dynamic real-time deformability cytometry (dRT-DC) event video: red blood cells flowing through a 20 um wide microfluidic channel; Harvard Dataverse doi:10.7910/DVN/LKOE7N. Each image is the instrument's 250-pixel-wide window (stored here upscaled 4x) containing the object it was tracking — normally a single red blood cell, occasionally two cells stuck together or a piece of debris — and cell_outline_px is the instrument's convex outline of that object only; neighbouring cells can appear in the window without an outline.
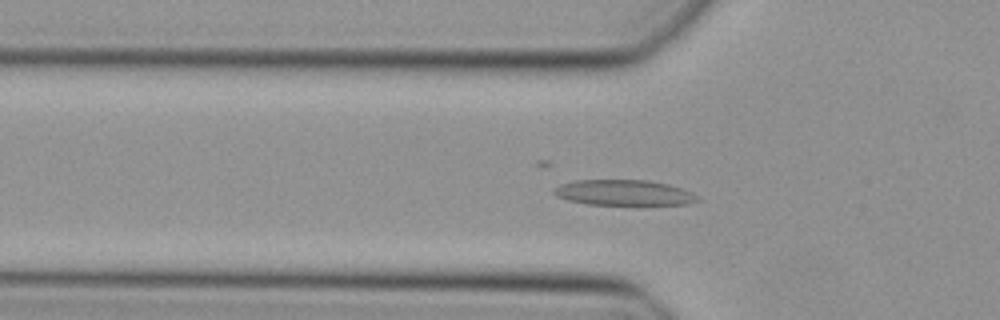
{"species": "Egyptian fruit bat (a non-hibernating species)", "species_latin": "Rousettus aegyptiacus", "temperature_condition": "cold", "stored_images_in_passage": 44, "camera_frame_rate_fps": 3000, "um_per_image_px": 0.085, "animal": {"sex": "female"}, "frame": {"image": 1, "passage_image": 14, "time_ms": 4.333, "image_size_px": [1000, 320], "cell_outline_px": [[700, 200], [688, 204], [588, 204], [568, 200], [556, 196], [552, 192], [552, 188], [560, 184], [576, 180], [648, 180], [668, 184], [692, 192]], "centroid_in_image_um": [52.98, 16.37], "position_along_channel_um": 72.8, "area_um2": 21.21}}
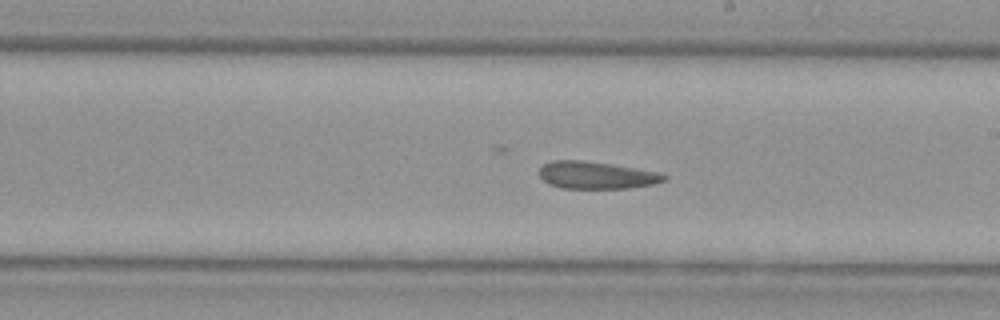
{"frame": {"image": 2, "passage_image": 26, "time_ms": 8.333, "image_size_px": [1000, 320], "cell_outline_px": [[668, 176], [664, 180], [652, 184], [628, 188], [560, 188], [548, 184], [540, 176], [540, 168], [544, 164], [552, 160], [580, 160], [612, 164], [636, 168], [656, 172]], "centroid_in_image_um": [50.65, 14.89], "position_along_channel_um": 238.3, "area_um2": 19.65}}
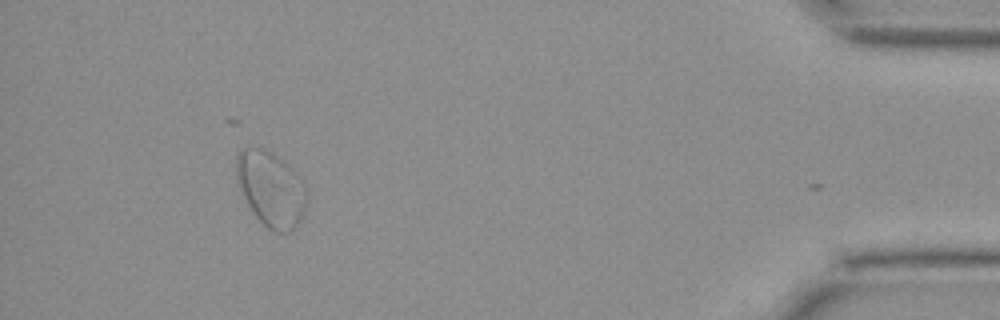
{"frame": {"image": 3, "passage_image": 43, "time_ms": 14.0, "image_size_px": [1000, 320], "cell_outline_px": [[308, 196], [304, 212], [296, 228], [292, 232], [272, 232], [252, 212], [244, 196], [236, 176], [236, 156], [244, 148], [264, 148], [288, 164], [300, 180]], "centroid_in_image_um": [23.04, 16.09], "position_along_channel_um": 412.2, "area_um2": 30.4}}